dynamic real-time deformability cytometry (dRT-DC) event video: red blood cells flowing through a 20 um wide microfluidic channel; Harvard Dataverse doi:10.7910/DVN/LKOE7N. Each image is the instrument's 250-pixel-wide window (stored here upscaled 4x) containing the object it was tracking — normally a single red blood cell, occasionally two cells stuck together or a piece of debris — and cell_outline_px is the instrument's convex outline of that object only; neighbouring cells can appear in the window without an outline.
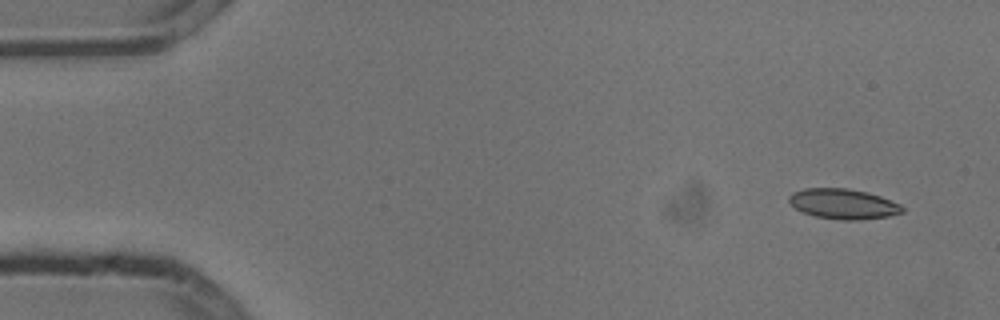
{"species": "common noctule bat (a hibernating species)", "species_latin": "Nyctalus noctula", "temperature_condition": "cold", "stored_images_in_passage": 5, "camera_frame_rate_fps": 3000, "um_per_image_px": 0.085, "animal": {"sex": "male", "body_mass_g": 13.3}, "frame": {"image": 1, "passage_image": 1, "time_ms": 0.0, "image_size_px": [1000, 320], "cell_outline_px": [[904, 212], [888, 216], [860, 220], [840, 220], [816, 216], [804, 212], [796, 208], [788, 200], [788, 196], [792, 192], [804, 188], [848, 188], [868, 192], [880, 196], [900, 204], [904, 208]], "centroid_in_image_um": [71.68, 17.32], "position_along_channel_um": 13.3, "area_um2": 19.94}}
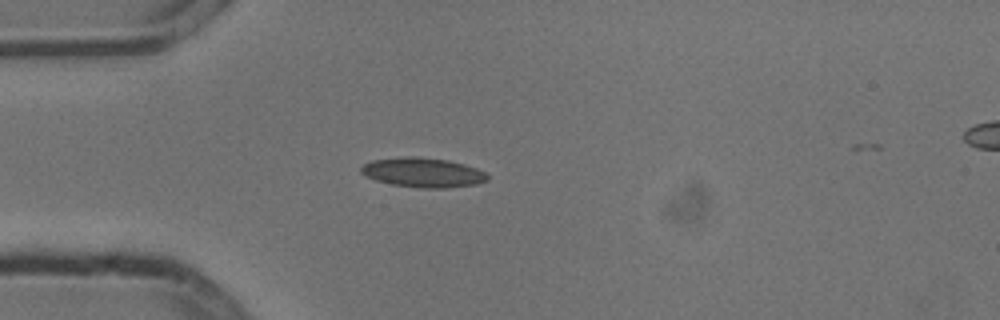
{"frame": {"image": 2, "passage_image": 4, "time_ms": 1.0, "image_size_px": [1000, 320], "cell_outline_px": [[488, 180], [476, 184], [444, 188], [420, 188], [392, 184], [376, 180], [360, 172], [360, 168], [364, 164], [372, 160], [404, 156], [416, 156], [448, 160], [464, 164], [476, 168], [484, 172], [488, 176]], "centroid_in_image_um": [35.95, 14.65], "position_along_channel_um": 49.1, "area_um2": 21.68}}